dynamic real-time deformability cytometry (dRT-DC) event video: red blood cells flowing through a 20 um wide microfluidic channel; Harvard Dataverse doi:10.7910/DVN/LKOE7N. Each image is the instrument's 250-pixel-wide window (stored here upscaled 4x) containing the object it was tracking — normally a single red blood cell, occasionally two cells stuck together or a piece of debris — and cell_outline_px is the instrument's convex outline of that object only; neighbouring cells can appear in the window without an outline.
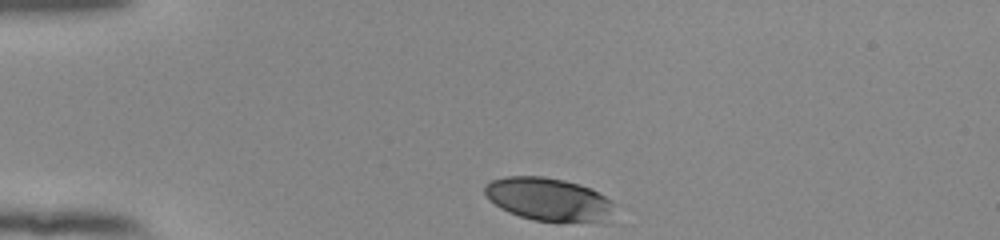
{"species": "human", "species_latin": "Homo sapiens", "temperature_condition": "room temperature", "stored_images_in_passage": 34, "camera_frame_rate_fps": 3000, "um_per_image_px": 0.085, "donor": {"sex": "female"}, "frame": {"image": 1, "passage_image": 1, "time_ms": 0.0, "image_size_px": [1000, 240], "cell_outline_px": [[620, 204], [612, 224], [556, 224], [532, 220], [508, 212], [500, 208], [484, 192], [484, 184], [492, 180], [504, 176], [544, 176], [564, 180], [580, 184], [592, 188]], "centroid_in_image_um": [46.88, 17.03], "position_along_channel_um": 38.1, "area_um2": 34.85}}
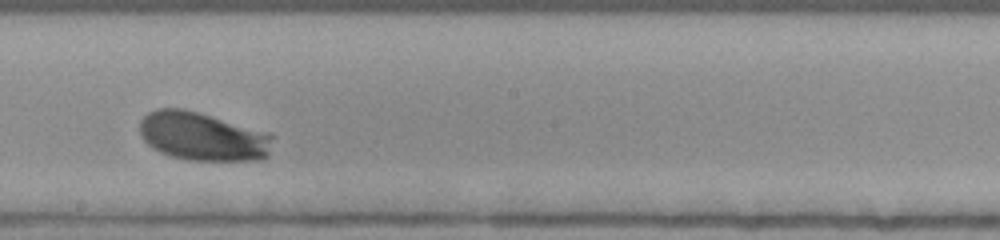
{"frame": {"image": 2, "passage_image": 20, "time_ms": 6.333, "image_size_px": [1000, 240], "cell_outline_px": [[276, 136], [268, 156], [260, 160], [188, 160], [172, 156], [160, 152], [152, 148], [140, 136], [140, 120], [148, 112], [156, 108], [184, 108], [268, 132]], "centroid_in_image_um": [17.24, 11.59], "position_along_channel_um": 231.0, "area_um2": 37.92}}
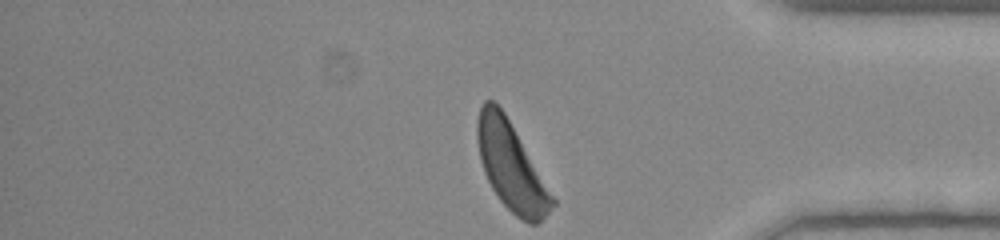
{"frame": {"image": 3, "passage_image": 34, "time_ms": 11.0, "image_size_px": [1000, 240], "cell_outline_px": [[556, 204], [536, 224], [528, 224], [520, 220], [500, 200], [492, 188], [484, 172], [480, 160], [476, 136], [476, 120], [480, 108], [484, 100], [492, 100], [504, 112], [556, 200]], "centroid_in_image_um": [43.42, 14.15], "position_along_channel_um": 391.8, "area_um2": 37.86}, "authors_computed_cell_mechanics": {"area_um2": 36.703, "velocity_mm_per_s": 3.7986, "shape_relaxation_time_tau1_ms": 2.9871, "shape_relaxation_time_tau2_ms": null, "deformation_change_tau1": 0.1571, "deformation_change_tau2": null}}